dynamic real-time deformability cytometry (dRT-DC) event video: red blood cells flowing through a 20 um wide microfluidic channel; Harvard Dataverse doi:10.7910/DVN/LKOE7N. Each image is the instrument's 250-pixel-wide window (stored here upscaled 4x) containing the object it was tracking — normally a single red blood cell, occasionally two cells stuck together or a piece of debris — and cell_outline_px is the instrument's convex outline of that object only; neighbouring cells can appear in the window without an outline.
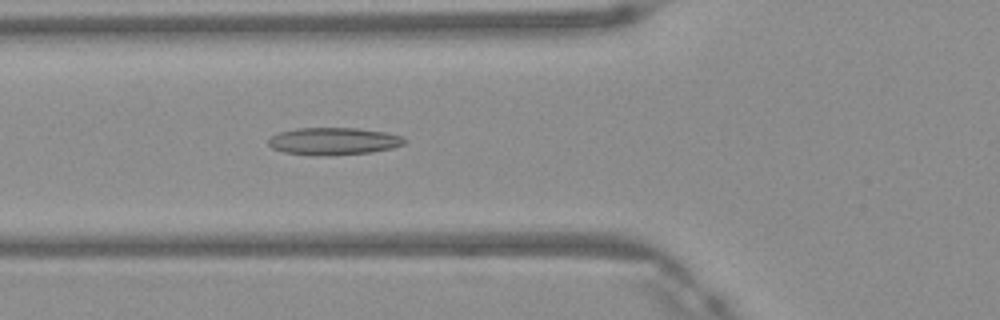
{"species": "Egyptian fruit bat (a non-hibernating species)", "species_latin": "Rousettus aegyptiacus", "temperature_condition": "warm", "stored_images_in_passage": 45, "camera_frame_rate_fps": 3000, "um_per_image_px": 0.085, "frame": {"image": 1, "passage_image": 15, "time_ms": 4.667, "image_size_px": [1000, 320], "cell_outline_px": [[408, 140], [404, 144], [392, 148], [372, 152], [332, 156], [312, 156], [284, 152], [272, 148], [268, 144], [268, 140], [272, 136], [280, 132], [296, 128], [356, 128], [384, 132], [404, 136]], "centroid_in_image_um": [28.37, 12.01], "position_along_channel_um": 97.4, "area_um2": 21.96}}
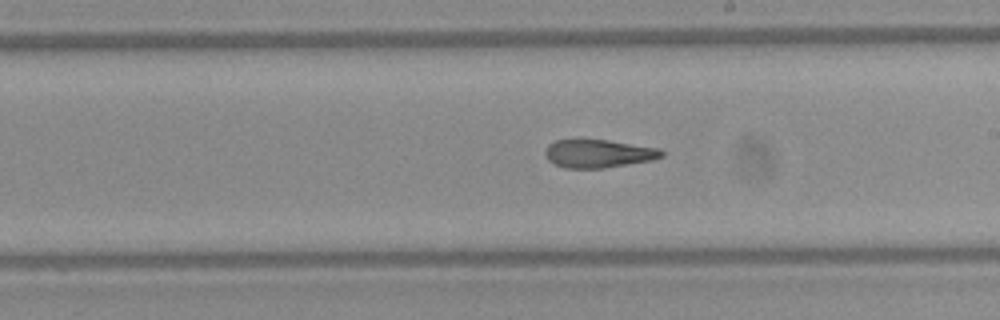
{"frame": {"image": 2, "passage_image": 25, "time_ms": 8.0, "image_size_px": [1000, 320], "cell_outline_px": [[664, 156], [652, 160], [604, 168], [564, 168], [548, 160], [544, 152], [548, 144], [556, 140], [608, 140], [660, 148], [664, 152]], "centroid_in_image_um": [50.88, 13.05], "position_along_channel_um": 238.1, "area_um2": 19.07}}
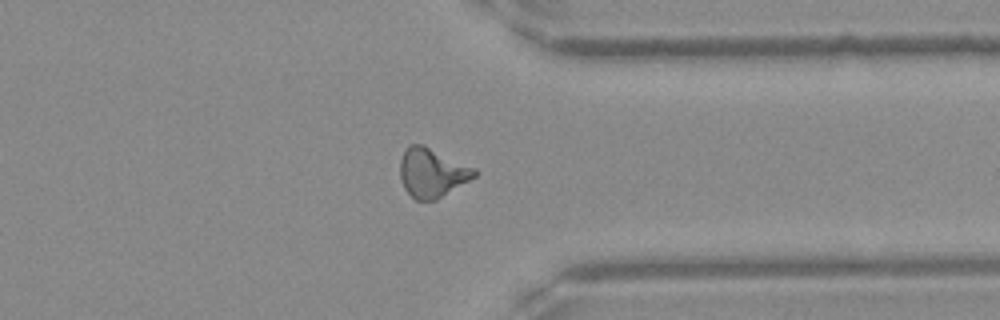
{"frame": {"image": 3, "passage_image": 35, "time_ms": 11.333, "image_size_px": [1000, 320], "cell_outline_px": [[476, 176], [436, 200], [416, 200], [404, 188], [400, 180], [400, 160], [408, 144], [424, 144], [476, 168]], "centroid_in_image_um": [36.71, 14.66], "position_along_channel_um": 374.7, "area_um2": 21.33}, "authors_computed_cell_mechanics": {"area_um2": 20.5768, "velocity_mm_per_s": 4.1962, "shape_relaxation_time_tau1_ms": null, "shape_relaxation_time_tau2_ms": 2.6278, "deformation_change_tau1": null, "deformation_change_tau2": 0.1315}}